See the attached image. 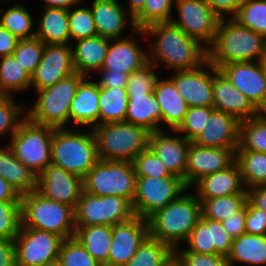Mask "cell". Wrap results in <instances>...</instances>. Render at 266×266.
<instances>
[{
  "instance_id": "6da1fadb",
  "label": "cell",
  "mask_w": 266,
  "mask_h": 266,
  "mask_svg": "<svg viewBox=\"0 0 266 266\" xmlns=\"http://www.w3.org/2000/svg\"><path fill=\"white\" fill-rule=\"evenodd\" d=\"M134 33L143 37H156L149 44L148 59L157 68L163 63L174 71L193 70L208 60L206 46L189 37L171 21L157 22L144 29H137Z\"/></svg>"
},
{
  "instance_id": "7a4b0ae2",
  "label": "cell",
  "mask_w": 266,
  "mask_h": 266,
  "mask_svg": "<svg viewBox=\"0 0 266 266\" xmlns=\"http://www.w3.org/2000/svg\"><path fill=\"white\" fill-rule=\"evenodd\" d=\"M266 57V38L240 25L233 18L221 19L213 44L208 48V61L217 69L234 62H257Z\"/></svg>"
},
{
  "instance_id": "3957f363",
  "label": "cell",
  "mask_w": 266,
  "mask_h": 266,
  "mask_svg": "<svg viewBox=\"0 0 266 266\" xmlns=\"http://www.w3.org/2000/svg\"><path fill=\"white\" fill-rule=\"evenodd\" d=\"M185 192L148 218L150 237L173 250L187 240L202 215L196 194Z\"/></svg>"
},
{
  "instance_id": "277c9868",
  "label": "cell",
  "mask_w": 266,
  "mask_h": 266,
  "mask_svg": "<svg viewBox=\"0 0 266 266\" xmlns=\"http://www.w3.org/2000/svg\"><path fill=\"white\" fill-rule=\"evenodd\" d=\"M98 161L96 139L91 128L86 132L74 127L71 130L68 127L54 130L51 164L84 179Z\"/></svg>"
},
{
  "instance_id": "5b68a950",
  "label": "cell",
  "mask_w": 266,
  "mask_h": 266,
  "mask_svg": "<svg viewBox=\"0 0 266 266\" xmlns=\"http://www.w3.org/2000/svg\"><path fill=\"white\" fill-rule=\"evenodd\" d=\"M21 226L54 233L63 239L75 234L74 209L49 199L37 189L21 195Z\"/></svg>"
},
{
  "instance_id": "8992f818",
  "label": "cell",
  "mask_w": 266,
  "mask_h": 266,
  "mask_svg": "<svg viewBox=\"0 0 266 266\" xmlns=\"http://www.w3.org/2000/svg\"><path fill=\"white\" fill-rule=\"evenodd\" d=\"M92 131L99 160L133 162L149 146L150 132L125 121L96 125Z\"/></svg>"
},
{
  "instance_id": "52a82bcc",
  "label": "cell",
  "mask_w": 266,
  "mask_h": 266,
  "mask_svg": "<svg viewBox=\"0 0 266 266\" xmlns=\"http://www.w3.org/2000/svg\"><path fill=\"white\" fill-rule=\"evenodd\" d=\"M88 78L78 72L56 84L36 91L33 107L26 117L34 123L53 128H66L70 118V107L80 83Z\"/></svg>"
},
{
  "instance_id": "ba28073f",
  "label": "cell",
  "mask_w": 266,
  "mask_h": 266,
  "mask_svg": "<svg viewBox=\"0 0 266 266\" xmlns=\"http://www.w3.org/2000/svg\"><path fill=\"white\" fill-rule=\"evenodd\" d=\"M54 130L53 127L34 123L25 117L8 143L15 157L37 176L51 164Z\"/></svg>"
},
{
  "instance_id": "9c48e42d",
  "label": "cell",
  "mask_w": 266,
  "mask_h": 266,
  "mask_svg": "<svg viewBox=\"0 0 266 266\" xmlns=\"http://www.w3.org/2000/svg\"><path fill=\"white\" fill-rule=\"evenodd\" d=\"M132 162L99 160L83 179L84 191L94 196H121L133 202L136 192Z\"/></svg>"
},
{
  "instance_id": "30bf717a",
  "label": "cell",
  "mask_w": 266,
  "mask_h": 266,
  "mask_svg": "<svg viewBox=\"0 0 266 266\" xmlns=\"http://www.w3.org/2000/svg\"><path fill=\"white\" fill-rule=\"evenodd\" d=\"M75 226H114L135 217L132 203L121 196H94L84 190L74 210Z\"/></svg>"
},
{
  "instance_id": "8fae6325",
  "label": "cell",
  "mask_w": 266,
  "mask_h": 266,
  "mask_svg": "<svg viewBox=\"0 0 266 266\" xmlns=\"http://www.w3.org/2000/svg\"><path fill=\"white\" fill-rule=\"evenodd\" d=\"M185 190H188L187 186L178 177H137L136 192L132 202L135 216L148 219Z\"/></svg>"
},
{
  "instance_id": "7c38bea8",
  "label": "cell",
  "mask_w": 266,
  "mask_h": 266,
  "mask_svg": "<svg viewBox=\"0 0 266 266\" xmlns=\"http://www.w3.org/2000/svg\"><path fill=\"white\" fill-rule=\"evenodd\" d=\"M63 240L51 232L20 227L14 239L16 266H46L58 260Z\"/></svg>"
},
{
  "instance_id": "4fadbf2b",
  "label": "cell",
  "mask_w": 266,
  "mask_h": 266,
  "mask_svg": "<svg viewBox=\"0 0 266 266\" xmlns=\"http://www.w3.org/2000/svg\"><path fill=\"white\" fill-rule=\"evenodd\" d=\"M174 4L179 18H172L171 22L208 49L221 19L203 0H175Z\"/></svg>"
},
{
  "instance_id": "5bb4252c",
  "label": "cell",
  "mask_w": 266,
  "mask_h": 266,
  "mask_svg": "<svg viewBox=\"0 0 266 266\" xmlns=\"http://www.w3.org/2000/svg\"><path fill=\"white\" fill-rule=\"evenodd\" d=\"M218 69L260 112H266V77L262 61L228 63Z\"/></svg>"
},
{
  "instance_id": "9a60e30c",
  "label": "cell",
  "mask_w": 266,
  "mask_h": 266,
  "mask_svg": "<svg viewBox=\"0 0 266 266\" xmlns=\"http://www.w3.org/2000/svg\"><path fill=\"white\" fill-rule=\"evenodd\" d=\"M217 70L207 60L193 70L175 71L170 78L189 107H213V74Z\"/></svg>"
},
{
  "instance_id": "2e32d148",
  "label": "cell",
  "mask_w": 266,
  "mask_h": 266,
  "mask_svg": "<svg viewBox=\"0 0 266 266\" xmlns=\"http://www.w3.org/2000/svg\"><path fill=\"white\" fill-rule=\"evenodd\" d=\"M149 236L148 219L139 216L112 226V244L103 266L126 265Z\"/></svg>"
},
{
  "instance_id": "e0dca14e",
  "label": "cell",
  "mask_w": 266,
  "mask_h": 266,
  "mask_svg": "<svg viewBox=\"0 0 266 266\" xmlns=\"http://www.w3.org/2000/svg\"><path fill=\"white\" fill-rule=\"evenodd\" d=\"M75 72L71 44H45L42 59L31 75V87L44 89Z\"/></svg>"
},
{
  "instance_id": "ac0fdd59",
  "label": "cell",
  "mask_w": 266,
  "mask_h": 266,
  "mask_svg": "<svg viewBox=\"0 0 266 266\" xmlns=\"http://www.w3.org/2000/svg\"><path fill=\"white\" fill-rule=\"evenodd\" d=\"M37 190L45 197L75 210L84 190L83 179L62 167L50 164L37 176Z\"/></svg>"
},
{
  "instance_id": "d6986e66",
  "label": "cell",
  "mask_w": 266,
  "mask_h": 266,
  "mask_svg": "<svg viewBox=\"0 0 266 266\" xmlns=\"http://www.w3.org/2000/svg\"><path fill=\"white\" fill-rule=\"evenodd\" d=\"M237 148L201 147L190 142L185 185L190 189L202 177L222 171L235 162Z\"/></svg>"
},
{
  "instance_id": "ffe728a7",
  "label": "cell",
  "mask_w": 266,
  "mask_h": 266,
  "mask_svg": "<svg viewBox=\"0 0 266 266\" xmlns=\"http://www.w3.org/2000/svg\"><path fill=\"white\" fill-rule=\"evenodd\" d=\"M160 130L150 133L149 148L162 161L171 175L177 176L185 183V170L190 141L182 135H168V132Z\"/></svg>"
},
{
  "instance_id": "44dd1931",
  "label": "cell",
  "mask_w": 266,
  "mask_h": 266,
  "mask_svg": "<svg viewBox=\"0 0 266 266\" xmlns=\"http://www.w3.org/2000/svg\"><path fill=\"white\" fill-rule=\"evenodd\" d=\"M240 123L235 116L214 110L193 143L201 147L237 148L240 143Z\"/></svg>"
},
{
  "instance_id": "7402d4cb",
  "label": "cell",
  "mask_w": 266,
  "mask_h": 266,
  "mask_svg": "<svg viewBox=\"0 0 266 266\" xmlns=\"http://www.w3.org/2000/svg\"><path fill=\"white\" fill-rule=\"evenodd\" d=\"M213 107L215 110L235 116L240 121L260 113L219 69L213 74Z\"/></svg>"
},
{
  "instance_id": "603a6c76",
  "label": "cell",
  "mask_w": 266,
  "mask_h": 266,
  "mask_svg": "<svg viewBox=\"0 0 266 266\" xmlns=\"http://www.w3.org/2000/svg\"><path fill=\"white\" fill-rule=\"evenodd\" d=\"M90 8L97 34L104 38L110 40L124 38L122 34L128 23L132 25L133 31L137 30L133 16L123 4L119 3V0H93Z\"/></svg>"
},
{
  "instance_id": "cb8c5ba5",
  "label": "cell",
  "mask_w": 266,
  "mask_h": 266,
  "mask_svg": "<svg viewBox=\"0 0 266 266\" xmlns=\"http://www.w3.org/2000/svg\"><path fill=\"white\" fill-rule=\"evenodd\" d=\"M137 44L132 36L111 39L102 69L131 74L149 62L146 49Z\"/></svg>"
},
{
  "instance_id": "d4e9b609",
  "label": "cell",
  "mask_w": 266,
  "mask_h": 266,
  "mask_svg": "<svg viewBox=\"0 0 266 266\" xmlns=\"http://www.w3.org/2000/svg\"><path fill=\"white\" fill-rule=\"evenodd\" d=\"M193 186L196 187L195 194L198 199L247 194L236 162L222 171L202 177Z\"/></svg>"
},
{
  "instance_id": "484cf974",
  "label": "cell",
  "mask_w": 266,
  "mask_h": 266,
  "mask_svg": "<svg viewBox=\"0 0 266 266\" xmlns=\"http://www.w3.org/2000/svg\"><path fill=\"white\" fill-rule=\"evenodd\" d=\"M86 79L80 83L71 103L69 122L74 123L71 124L72 128L89 126L92 129L99 125V86L96 81Z\"/></svg>"
},
{
  "instance_id": "4316f807",
  "label": "cell",
  "mask_w": 266,
  "mask_h": 266,
  "mask_svg": "<svg viewBox=\"0 0 266 266\" xmlns=\"http://www.w3.org/2000/svg\"><path fill=\"white\" fill-rule=\"evenodd\" d=\"M153 93L161 109V130L163 124L168 125L172 131L176 130L184 120L188 104L169 76L167 79L158 77Z\"/></svg>"
},
{
  "instance_id": "83f0119b",
  "label": "cell",
  "mask_w": 266,
  "mask_h": 266,
  "mask_svg": "<svg viewBox=\"0 0 266 266\" xmlns=\"http://www.w3.org/2000/svg\"><path fill=\"white\" fill-rule=\"evenodd\" d=\"M109 44L110 39L100 35L77 40L75 46L72 45L75 71L91 78L90 71L98 72L102 69Z\"/></svg>"
},
{
  "instance_id": "f1b7e54d",
  "label": "cell",
  "mask_w": 266,
  "mask_h": 266,
  "mask_svg": "<svg viewBox=\"0 0 266 266\" xmlns=\"http://www.w3.org/2000/svg\"><path fill=\"white\" fill-rule=\"evenodd\" d=\"M125 122L144 128L150 133L161 130V109L154 93L128 95Z\"/></svg>"
},
{
  "instance_id": "f546056e",
  "label": "cell",
  "mask_w": 266,
  "mask_h": 266,
  "mask_svg": "<svg viewBox=\"0 0 266 266\" xmlns=\"http://www.w3.org/2000/svg\"><path fill=\"white\" fill-rule=\"evenodd\" d=\"M0 176L8 181L20 195L37 189V175L15 157L9 145L0 148Z\"/></svg>"
},
{
  "instance_id": "4dcf8cb0",
  "label": "cell",
  "mask_w": 266,
  "mask_h": 266,
  "mask_svg": "<svg viewBox=\"0 0 266 266\" xmlns=\"http://www.w3.org/2000/svg\"><path fill=\"white\" fill-rule=\"evenodd\" d=\"M35 37L45 44H69L71 42L68 10L46 8L38 21Z\"/></svg>"
},
{
  "instance_id": "1f68e13d",
  "label": "cell",
  "mask_w": 266,
  "mask_h": 266,
  "mask_svg": "<svg viewBox=\"0 0 266 266\" xmlns=\"http://www.w3.org/2000/svg\"><path fill=\"white\" fill-rule=\"evenodd\" d=\"M227 260L230 266H234L237 262L266 265V235L244 233L234 238Z\"/></svg>"
},
{
  "instance_id": "d6a6232c",
  "label": "cell",
  "mask_w": 266,
  "mask_h": 266,
  "mask_svg": "<svg viewBox=\"0 0 266 266\" xmlns=\"http://www.w3.org/2000/svg\"><path fill=\"white\" fill-rule=\"evenodd\" d=\"M74 237L87 252L102 265L108 261L112 244V226H75Z\"/></svg>"
},
{
  "instance_id": "836d02e7",
  "label": "cell",
  "mask_w": 266,
  "mask_h": 266,
  "mask_svg": "<svg viewBox=\"0 0 266 266\" xmlns=\"http://www.w3.org/2000/svg\"><path fill=\"white\" fill-rule=\"evenodd\" d=\"M128 102L127 88L99 87V125L125 121Z\"/></svg>"
},
{
  "instance_id": "e575fe53",
  "label": "cell",
  "mask_w": 266,
  "mask_h": 266,
  "mask_svg": "<svg viewBox=\"0 0 266 266\" xmlns=\"http://www.w3.org/2000/svg\"><path fill=\"white\" fill-rule=\"evenodd\" d=\"M235 162L239 166L246 189L266 184V153L237 148Z\"/></svg>"
},
{
  "instance_id": "d590c367",
  "label": "cell",
  "mask_w": 266,
  "mask_h": 266,
  "mask_svg": "<svg viewBox=\"0 0 266 266\" xmlns=\"http://www.w3.org/2000/svg\"><path fill=\"white\" fill-rule=\"evenodd\" d=\"M31 87V76L12 55L0 58V95L12 96L11 92Z\"/></svg>"
},
{
  "instance_id": "8d00e7d4",
  "label": "cell",
  "mask_w": 266,
  "mask_h": 266,
  "mask_svg": "<svg viewBox=\"0 0 266 266\" xmlns=\"http://www.w3.org/2000/svg\"><path fill=\"white\" fill-rule=\"evenodd\" d=\"M198 200L201 202V218H209L222 222L239 212L245 206L247 194Z\"/></svg>"
},
{
  "instance_id": "74e56055",
  "label": "cell",
  "mask_w": 266,
  "mask_h": 266,
  "mask_svg": "<svg viewBox=\"0 0 266 266\" xmlns=\"http://www.w3.org/2000/svg\"><path fill=\"white\" fill-rule=\"evenodd\" d=\"M237 148L266 153V112L241 121L240 143Z\"/></svg>"
},
{
  "instance_id": "f35d334b",
  "label": "cell",
  "mask_w": 266,
  "mask_h": 266,
  "mask_svg": "<svg viewBox=\"0 0 266 266\" xmlns=\"http://www.w3.org/2000/svg\"><path fill=\"white\" fill-rule=\"evenodd\" d=\"M173 256L168 244L149 236L124 266H164Z\"/></svg>"
},
{
  "instance_id": "ab89813d",
  "label": "cell",
  "mask_w": 266,
  "mask_h": 266,
  "mask_svg": "<svg viewBox=\"0 0 266 266\" xmlns=\"http://www.w3.org/2000/svg\"><path fill=\"white\" fill-rule=\"evenodd\" d=\"M24 4H15L1 14L0 25L19 39H30L35 37L36 30H33V19Z\"/></svg>"
},
{
  "instance_id": "60d3db41",
  "label": "cell",
  "mask_w": 266,
  "mask_h": 266,
  "mask_svg": "<svg viewBox=\"0 0 266 266\" xmlns=\"http://www.w3.org/2000/svg\"><path fill=\"white\" fill-rule=\"evenodd\" d=\"M233 19L266 38V0H244Z\"/></svg>"
},
{
  "instance_id": "b9f144b4",
  "label": "cell",
  "mask_w": 266,
  "mask_h": 266,
  "mask_svg": "<svg viewBox=\"0 0 266 266\" xmlns=\"http://www.w3.org/2000/svg\"><path fill=\"white\" fill-rule=\"evenodd\" d=\"M175 0H146L143 8L133 17L137 29H144L157 22H168Z\"/></svg>"
},
{
  "instance_id": "7bdbcfd3",
  "label": "cell",
  "mask_w": 266,
  "mask_h": 266,
  "mask_svg": "<svg viewBox=\"0 0 266 266\" xmlns=\"http://www.w3.org/2000/svg\"><path fill=\"white\" fill-rule=\"evenodd\" d=\"M44 47L45 43L37 37L19 39L13 56L31 76L42 59Z\"/></svg>"
},
{
  "instance_id": "ee69618b",
  "label": "cell",
  "mask_w": 266,
  "mask_h": 266,
  "mask_svg": "<svg viewBox=\"0 0 266 266\" xmlns=\"http://www.w3.org/2000/svg\"><path fill=\"white\" fill-rule=\"evenodd\" d=\"M68 22L72 41L98 35L89 7H76L74 10L70 8L68 10Z\"/></svg>"
},
{
  "instance_id": "f6af8a7d",
  "label": "cell",
  "mask_w": 266,
  "mask_h": 266,
  "mask_svg": "<svg viewBox=\"0 0 266 266\" xmlns=\"http://www.w3.org/2000/svg\"><path fill=\"white\" fill-rule=\"evenodd\" d=\"M24 112V107L17 104L13 96L0 95V137L8 133L10 136L16 133L20 123L26 117Z\"/></svg>"
},
{
  "instance_id": "bcb514c9",
  "label": "cell",
  "mask_w": 266,
  "mask_h": 266,
  "mask_svg": "<svg viewBox=\"0 0 266 266\" xmlns=\"http://www.w3.org/2000/svg\"><path fill=\"white\" fill-rule=\"evenodd\" d=\"M188 248L181 249V245L174 251H192L197 253L215 254V246L212 243L211 219L200 218L187 240L184 242Z\"/></svg>"
},
{
  "instance_id": "7dc6e473",
  "label": "cell",
  "mask_w": 266,
  "mask_h": 266,
  "mask_svg": "<svg viewBox=\"0 0 266 266\" xmlns=\"http://www.w3.org/2000/svg\"><path fill=\"white\" fill-rule=\"evenodd\" d=\"M214 107H189L183 122L173 132L181 133L188 141L193 142L208 123Z\"/></svg>"
},
{
  "instance_id": "c3c4849f",
  "label": "cell",
  "mask_w": 266,
  "mask_h": 266,
  "mask_svg": "<svg viewBox=\"0 0 266 266\" xmlns=\"http://www.w3.org/2000/svg\"><path fill=\"white\" fill-rule=\"evenodd\" d=\"M58 260L63 266H103L75 237L63 240Z\"/></svg>"
},
{
  "instance_id": "681fc988",
  "label": "cell",
  "mask_w": 266,
  "mask_h": 266,
  "mask_svg": "<svg viewBox=\"0 0 266 266\" xmlns=\"http://www.w3.org/2000/svg\"><path fill=\"white\" fill-rule=\"evenodd\" d=\"M20 226V201H0V238L14 240Z\"/></svg>"
},
{
  "instance_id": "f907efd6",
  "label": "cell",
  "mask_w": 266,
  "mask_h": 266,
  "mask_svg": "<svg viewBox=\"0 0 266 266\" xmlns=\"http://www.w3.org/2000/svg\"><path fill=\"white\" fill-rule=\"evenodd\" d=\"M155 68L157 67L149 61L140 69L133 71L128 76L127 94L149 95L153 93L158 79V75L153 70Z\"/></svg>"
},
{
  "instance_id": "816d5d0a",
  "label": "cell",
  "mask_w": 266,
  "mask_h": 266,
  "mask_svg": "<svg viewBox=\"0 0 266 266\" xmlns=\"http://www.w3.org/2000/svg\"><path fill=\"white\" fill-rule=\"evenodd\" d=\"M132 163L137 177H177L171 175L162 161L149 147L138 154Z\"/></svg>"
},
{
  "instance_id": "f5cc1de1",
  "label": "cell",
  "mask_w": 266,
  "mask_h": 266,
  "mask_svg": "<svg viewBox=\"0 0 266 266\" xmlns=\"http://www.w3.org/2000/svg\"><path fill=\"white\" fill-rule=\"evenodd\" d=\"M174 257L182 266H230L227 257L192 251H174Z\"/></svg>"
},
{
  "instance_id": "db71d44e",
  "label": "cell",
  "mask_w": 266,
  "mask_h": 266,
  "mask_svg": "<svg viewBox=\"0 0 266 266\" xmlns=\"http://www.w3.org/2000/svg\"><path fill=\"white\" fill-rule=\"evenodd\" d=\"M245 229L247 234L266 235V212L246 201Z\"/></svg>"
},
{
  "instance_id": "11a10c76",
  "label": "cell",
  "mask_w": 266,
  "mask_h": 266,
  "mask_svg": "<svg viewBox=\"0 0 266 266\" xmlns=\"http://www.w3.org/2000/svg\"><path fill=\"white\" fill-rule=\"evenodd\" d=\"M211 236L215 246V254L227 257L231 250L233 238L223 228L221 222L211 219Z\"/></svg>"
},
{
  "instance_id": "9f6ffc18",
  "label": "cell",
  "mask_w": 266,
  "mask_h": 266,
  "mask_svg": "<svg viewBox=\"0 0 266 266\" xmlns=\"http://www.w3.org/2000/svg\"><path fill=\"white\" fill-rule=\"evenodd\" d=\"M213 12L220 18H226L225 14H230L228 18H233L238 12L244 0H203Z\"/></svg>"
},
{
  "instance_id": "6f0895ef",
  "label": "cell",
  "mask_w": 266,
  "mask_h": 266,
  "mask_svg": "<svg viewBox=\"0 0 266 266\" xmlns=\"http://www.w3.org/2000/svg\"><path fill=\"white\" fill-rule=\"evenodd\" d=\"M245 221H246V204L239 212L223 220L221 223L223 225V228L234 239L246 233Z\"/></svg>"
},
{
  "instance_id": "680465c9",
  "label": "cell",
  "mask_w": 266,
  "mask_h": 266,
  "mask_svg": "<svg viewBox=\"0 0 266 266\" xmlns=\"http://www.w3.org/2000/svg\"><path fill=\"white\" fill-rule=\"evenodd\" d=\"M98 72L102 78L96 81L99 87L105 88H127L128 76L126 73L111 72L110 70L101 69Z\"/></svg>"
},
{
  "instance_id": "91938a15",
  "label": "cell",
  "mask_w": 266,
  "mask_h": 266,
  "mask_svg": "<svg viewBox=\"0 0 266 266\" xmlns=\"http://www.w3.org/2000/svg\"><path fill=\"white\" fill-rule=\"evenodd\" d=\"M0 266H16L14 240L0 238Z\"/></svg>"
},
{
  "instance_id": "94428289",
  "label": "cell",
  "mask_w": 266,
  "mask_h": 266,
  "mask_svg": "<svg viewBox=\"0 0 266 266\" xmlns=\"http://www.w3.org/2000/svg\"><path fill=\"white\" fill-rule=\"evenodd\" d=\"M19 38L0 25V58L12 55Z\"/></svg>"
},
{
  "instance_id": "6125c7cd",
  "label": "cell",
  "mask_w": 266,
  "mask_h": 266,
  "mask_svg": "<svg viewBox=\"0 0 266 266\" xmlns=\"http://www.w3.org/2000/svg\"><path fill=\"white\" fill-rule=\"evenodd\" d=\"M247 199L257 208L266 212V184L247 189Z\"/></svg>"
},
{
  "instance_id": "be15d7a7",
  "label": "cell",
  "mask_w": 266,
  "mask_h": 266,
  "mask_svg": "<svg viewBox=\"0 0 266 266\" xmlns=\"http://www.w3.org/2000/svg\"><path fill=\"white\" fill-rule=\"evenodd\" d=\"M0 201H21V195L0 176Z\"/></svg>"
},
{
  "instance_id": "e7e4bbea",
  "label": "cell",
  "mask_w": 266,
  "mask_h": 266,
  "mask_svg": "<svg viewBox=\"0 0 266 266\" xmlns=\"http://www.w3.org/2000/svg\"><path fill=\"white\" fill-rule=\"evenodd\" d=\"M46 4L44 7L46 8H62L69 10L73 8L75 5H79L83 0H44Z\"/></svg>"
},
{
  "instance_id": "03108f58",
  "label": "cell",
  "mask_w": 266,
  "mask_h": 266,
  "mask_svg": "<svg viewBox=\"0 0 266 266\" xmlns=\"http://www.w3.org/2000/svg\"><path fill=\"white\" fill-rule=\"evenodd\" d=\"M146 0H129V6L126 10H129L131 16H135L144 6Z\"/></svg>"
},
{
  "instance_id": "003e7915",
  "label": "cell",
  "mask_w": 266,
  "mask_h": 266,
  "mask_svg": "<svg viewBox=\"0 0 266 266\" xmlns=\"http://www.w3.org/2000/svg\"><path fill=\"white\" fill-rule=\"evenodd\" d=\"M164 266H182L178 260L173 256Z\"/></svg>"
},
{
  "instance_id": "a7ac6f4b",
  "label": "cell",
  "mask_w": 266,
  "mask_h": 266,
  "mask_svg": "<svg viewBox=\"0 0 266 266\" xmlns=\"http://www.w3.org/2000/svg\"><path fill=\"white\" fill-rule=\"evenodd\" d=\"M46 266H63L59 260L53 261Z\"/></svg>"
},
{
  "instance_id": "89a4df30",
  "label": "cell",
  "mask_w": 266,
  "mask_h": 266,
  "mask_svg": "<svg viewBox=\"0 0 266 266\" xmlns=\"http://www.w3.org/2000/svg\"><path fill=\"white\" fill-rule=\"evenodd\" d=\"M262 65H263V70H264L265 77H266V57L262 60Z\"/></svg>"
}]
</instances>
